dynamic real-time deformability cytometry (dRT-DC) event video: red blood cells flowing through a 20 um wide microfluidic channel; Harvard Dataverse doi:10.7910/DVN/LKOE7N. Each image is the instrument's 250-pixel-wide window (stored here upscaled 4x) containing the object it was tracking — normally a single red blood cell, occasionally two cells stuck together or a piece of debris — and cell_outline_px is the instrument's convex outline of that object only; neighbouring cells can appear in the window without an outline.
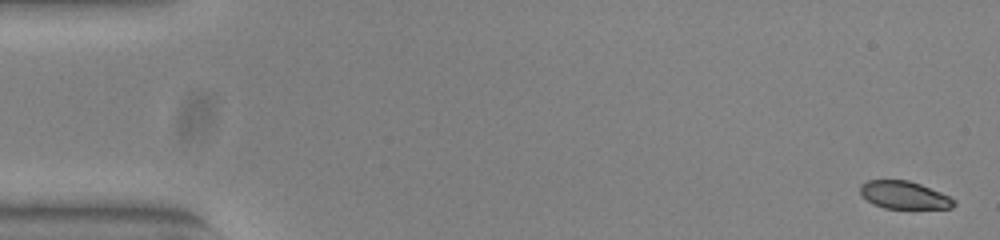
{"species": "common noctule bat (a hibernating species)", "species_latin": "Nyctalus noctula", "temperature_condition": "warm", "stored_images_in_passage": 53, "camera_frame_rate_fps": 3000, "um_per_image_px": 0.085, "animal": {"sex": "female", "body_mass_g": 23.0, "forearm_length_mm": 53.4}, "frame": {"image": 1, "passage_image": 1, "time_ms": 0.0, "image_size_px": [1000, 240], "cell_outline_px": [[952, 204], [948, 208], [888, 208], [876, 204], [868, 200], [860, 192], [860, 188], [864, 184], [872, 180], [904, 180], [928, 188], [948, 196], [952, 200]], "centroid_in_image_um": [76.8, 16.58], "position_along_channel_um": 8.2, "area_um2": 14.1}}
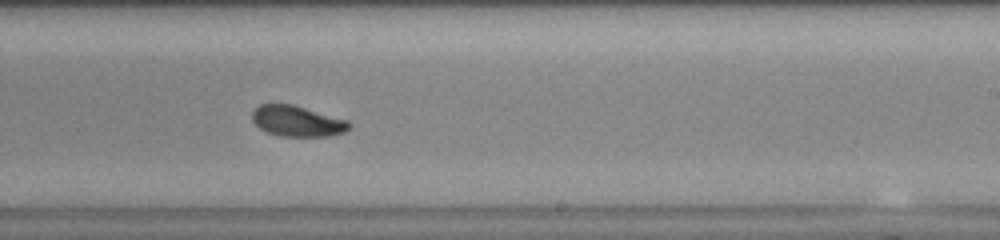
{"frame": {"image": 2, "passage_image": 32, "time_ms": 10.333, "image_size_px": [1000, 240], "cell_outline_px": [[348, 128], [340, 132], [316, 136], [292, 136], [272, 132], [256, 124], [252, 116], [256, 108], [264, 104], [288, 104], [344, 120], [348, 124]], "centroid_in_image_um": [25.2, 10.28], "position_along_channel_um": 263.8, "area_um2": 15.72}}
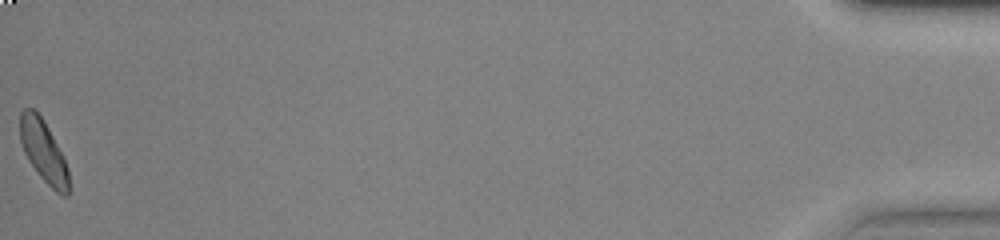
{"frame": {"image": 3, "passage_image": 53, "time_ms": 17.333, "image_size_px": [1000, 240], "cell_outline_px": [[68, 192], [60, 192], [32, 164], [24, 148], [20, 136], [20, 116], [28, 108], [32, 108], [40, 116], [60, 152], [64, 160], [68, 172]], "centroid_in_image_um": [3.67, 12.75], "position_along_channel_um": 431.5, "area_um2": 15.49}, "authors_computed_cell_mechanics": {"area_um2": 15.2014, "velocity_mm_per_s": 3.8726, "shape_relaxation_time_tau1_ms": 7.2033, "shape_relaxation_time_tau2_ms": 3.3227, "deformation_change_tau1": 0.1971, "deformation_change_tau2": 0.0762}}